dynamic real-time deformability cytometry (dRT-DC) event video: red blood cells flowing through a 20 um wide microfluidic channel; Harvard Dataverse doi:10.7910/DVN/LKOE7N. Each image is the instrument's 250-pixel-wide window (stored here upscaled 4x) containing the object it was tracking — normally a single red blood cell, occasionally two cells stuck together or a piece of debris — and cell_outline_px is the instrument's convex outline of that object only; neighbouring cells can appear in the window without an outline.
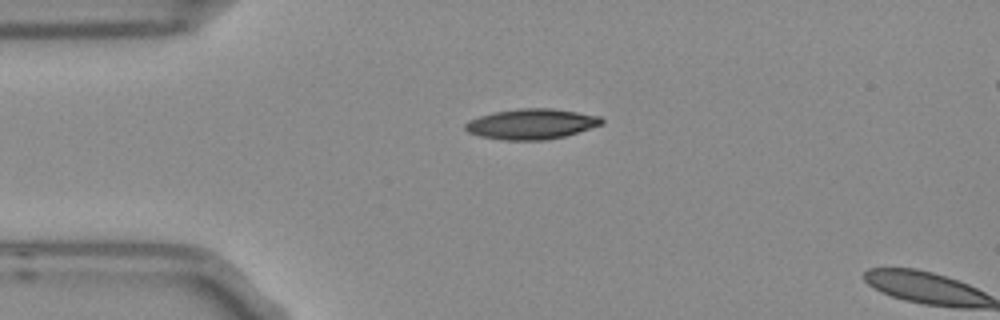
{"species": "Egyptian fruit bat (a non-hibernating species)", "species_latin": "Rousettus aegyptiacus", "temperature_condition": "room temperature", "stored_images_in_passage": 3, "camera_frame_rate_fps": 3000, "um_per_image_px": 0.085, "frame": {"image": 1, "passage_image": 1, "time_ms": 0.0, "image_size_px": [1000, 320], "cell_outline_px": [[604, 124], [564, 136], [544, 140], [504, 140], [480, 136], [468, 132], [464, 128], [464, 124], [468, 120], [480, 116], [496, 112], [520, 108], [552, 108], [600, 116], [604, 120]], "centroid_in_image_um": [45.17, 10.54], "position_along_channel_um": 39.8, "area_um2": 24.04}}
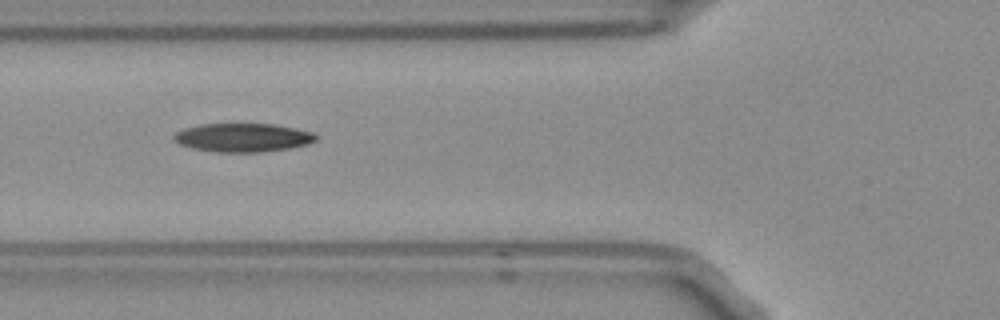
{"frame": {"image": 2, "passage_image": 3, "time_ms": 0.667, "image_size_px": [1000, 320], "cell_outline_px": [[320, 136], [316, 140], [308, 144], [288, 148], [260, 152], [216, 152], [192, 148], [180, 144], [172, 136], [176, 132], [184, 128], [200, 124], [276, 124], [296, 128], [312, 132]], "centroid_in_image_um": [20.67, 11.69], "position_along_channel_um": 105.1, "area_um2": 23.7}}